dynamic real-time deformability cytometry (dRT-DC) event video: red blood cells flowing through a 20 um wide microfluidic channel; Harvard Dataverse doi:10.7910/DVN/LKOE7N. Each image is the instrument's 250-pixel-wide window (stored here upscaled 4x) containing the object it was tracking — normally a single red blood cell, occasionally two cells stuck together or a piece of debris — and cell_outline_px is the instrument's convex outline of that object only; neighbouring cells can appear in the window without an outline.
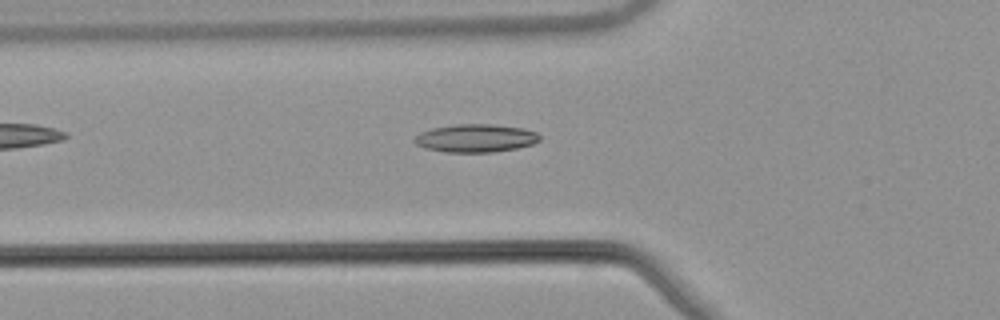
{"species": "common noctule bat (a hibernating species)", "species_latin": "Nyctalus noctula", "temperature_condition": "warm", "stored_images_in_passage": 53, "camera_frame_rate_fps": 3000, "um_per_image_px": 0.085, "animal": {"sex": "male", "body_mass_g": 21.5, "forearm_length_mm": 52.0}, "frame": {"image": 1, "passage_image": 19, "time_ms": 6.0, "image_size_px": [1000, 320], "cell_outline_px": [[540, 140], [532, 144], [516, 148], [492, 152], [444, 152], [424, 148], [416, 144], [412, 140], [420, 132], [432, 128], [456, 124], [492, 124], [524, 128], [536, 132], [540, 136]], "centroid_in_image_um": [40.41, 11.74], "position_along_channel_um": 85.4, "area_um2": 20.52}}
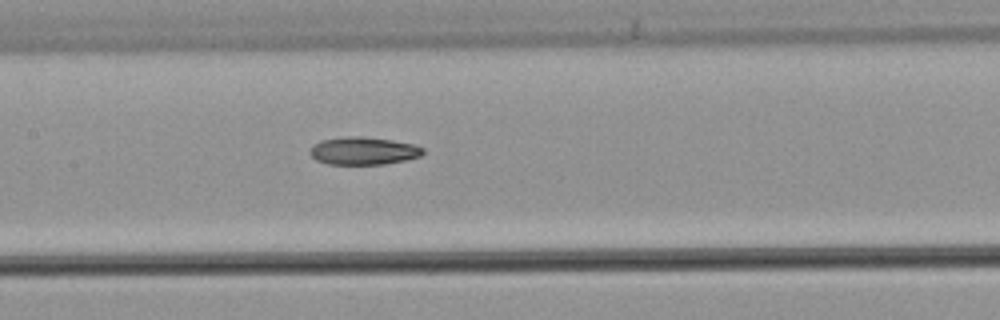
{"frame": {"image": 2, "passage_image": 26, "time_ms": 8.333, "image_size_px": [1000, 320], "cell_outline_px": [[424, 152], [420, 156], [408, 160], [384, 164], [328, 164], [316, 160], [308, 152], [312, 144], [320, 140], [348, 136], [360, 136], [392, 140], [416, 144], [424, 148]], "centroid_in_image_um": [30.89, 12.82], "position_along_channel_um": 176.5, "area_um2": 18.5}}
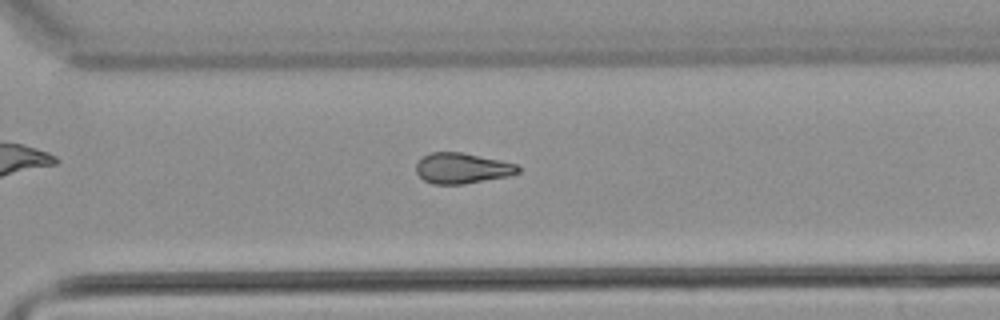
{"frame": {"image": 3, "passage_image": 38, "time_ms": 12.333, "image_size_px": [1000, 320], "cell_outline_px": [[520, 172], [508, 176], [464, 184], [432, 184], [424, 180], [416, 172], [416, 164], [424, 156], [432, 152], [464, 152], [520, 164]], "centroid_in_image_um": [39.32, 14.29], "position_along_channel_um": 331.3, "area_um2": 18.32}, "authors_computed_cell_mechanics": {"area_um2": 18.785, "velocity_mm_per_s": 3.8771, "shape_relaxation_time_tau1_ms": null, "shape_relaxation_time_tau2_ms": 6.1807, "deformation_change_tau1": null, "deformation_change_tau2": 0.16}}